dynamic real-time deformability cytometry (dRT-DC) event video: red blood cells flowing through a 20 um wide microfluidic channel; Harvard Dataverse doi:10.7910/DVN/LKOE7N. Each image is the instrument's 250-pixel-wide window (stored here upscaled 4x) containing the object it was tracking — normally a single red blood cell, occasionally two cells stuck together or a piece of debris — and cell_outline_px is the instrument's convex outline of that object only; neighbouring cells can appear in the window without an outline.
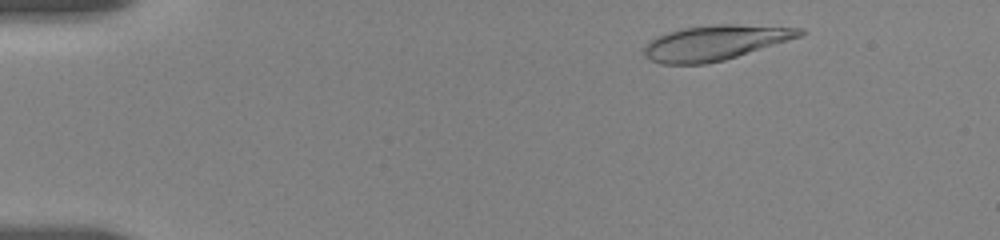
{"species": "human", "species_latin": "Homo sapiens", "temperature_condition": "room temperature", "stored_images_in_passage": 9, "camera_frame_rate_fps": 3000, "um_per_image_px": 0.085, "donor": {"sex": "female"}, "frame": {"image": 1, "passage_image": 2, "time_ms": 1.0, "image_size_px": [1000, 240], "cell_outline_px": [[808, 32], [800, 36], [724, 60], [704, 64], [660, 64], [644, 56], [644, 48], [656, 36], [668, 32], [684, 28], [716, 24], [736, 24], [804, 28]], "centroid_in_image_um": [60.79, 3.62], "position_along_channel_um": 24.2, "area_um2": 31.39}}
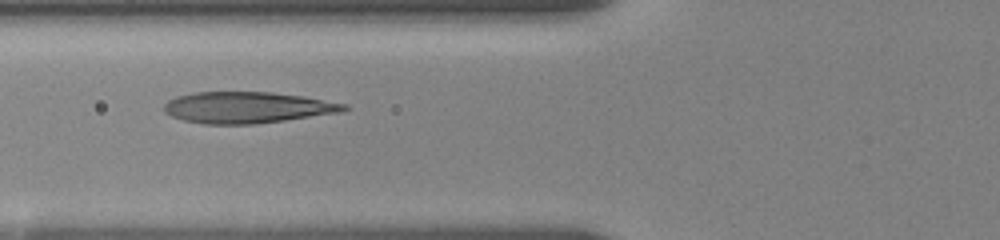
{"frame": {"image": 2, "passage_image": 7, "time_ms": 5.667, "image_size_px": [1000, 240], "cell_outline_px": [[348, 108], [340, 112], [284, 120], [252, 124], [204, 124], [184, 120], [172, 116], [164, 112], [164, 104], [168, 100], [176, 96], [196, 92], [272, 92], [300, 96], [348, 104]], "centroid_in_image_um": [20.97, 9.13], "position_along_channel_um": 104.8, "area_um2": 32.54}}
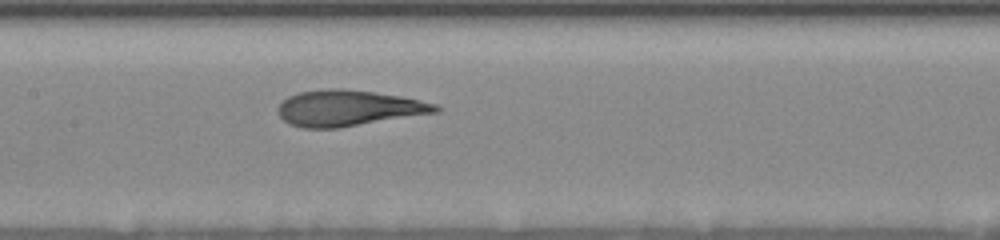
{"frame": {"image": 3, "passage_image": 9, "time_ms": 7.667, "image_size_px": [1000, 240], "cell_outline_px": [[440, 112], [336, 128], [304, 128], [292, 124], [284, 120], [280, 116], [276, 108], [288, 96], [300, 92], [328, 88], [344, 88], [400, 96], [436, 104], [440, 108]], "centroid_in_image_um": [29.61, 9.18], "position_along_channel_um": 177.8, "area_um2": 32.71}}